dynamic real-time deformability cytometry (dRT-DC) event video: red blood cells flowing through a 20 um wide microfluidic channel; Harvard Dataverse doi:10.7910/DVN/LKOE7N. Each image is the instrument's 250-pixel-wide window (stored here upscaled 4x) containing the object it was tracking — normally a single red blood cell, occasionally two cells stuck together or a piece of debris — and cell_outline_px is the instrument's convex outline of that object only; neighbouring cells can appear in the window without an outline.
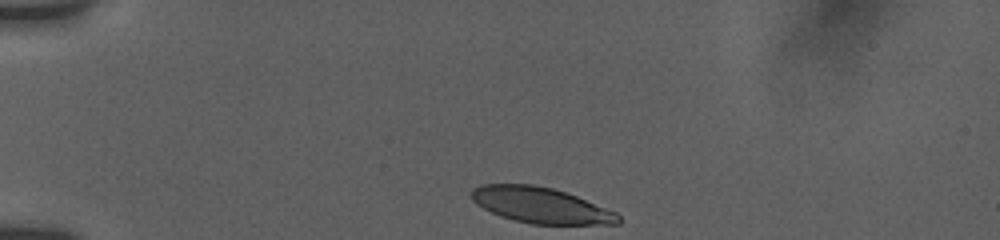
{"species": "human", "species_latin": "Homo sapiens", "temperature_condition": "room temperature", "stored_images_in_passage": 5, "camera_frame_rate_fps": 3000, "um_per_image_px": 0.085, "donor": {"sex": "female"}, "frame": {"image": 1, "passage_image": 1, "time_ms": 0.0, "image_size_px": [1000, 240], "cell_outline_px": [[620, 224], [532, 224], [500, 216], [476, 204], [472, 200], [472, 188], [480, 184], [532, 184], [552, 188], [576, 196], [616, 212], [620, 216]], "centroid_in_image_um": [45.95, 17.44], "position_along_channel_um": 39.0, "area_um2": 30.35}}
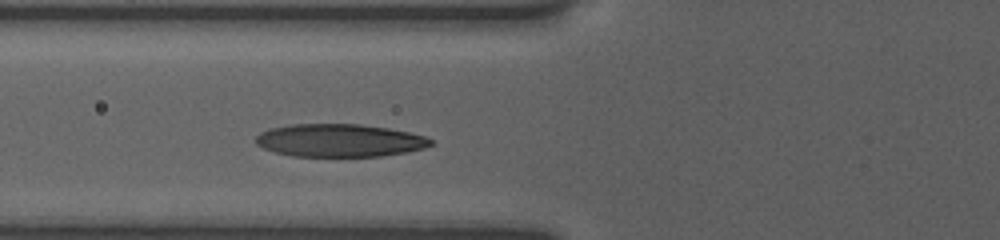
{"frame": {"image": 2, "passage_image": 5, "time_ms": 3.0, "image_size_px": [1000, 240], "cell_outline_px": [[436, 144], [424, 148], [408, 152], [380, 156], [292, 156], [276, 152], [264, 148], [256, 144], [256, 136], [260, 132], [268, 128], [288, 124], [360, 124], [388, 128], [408, 132], [424, 136], [432, 140]], "centroid_in_image_um": [28.86, 11.93], "position_along_channel_um": 96.9, "area_um2": 33.64}}